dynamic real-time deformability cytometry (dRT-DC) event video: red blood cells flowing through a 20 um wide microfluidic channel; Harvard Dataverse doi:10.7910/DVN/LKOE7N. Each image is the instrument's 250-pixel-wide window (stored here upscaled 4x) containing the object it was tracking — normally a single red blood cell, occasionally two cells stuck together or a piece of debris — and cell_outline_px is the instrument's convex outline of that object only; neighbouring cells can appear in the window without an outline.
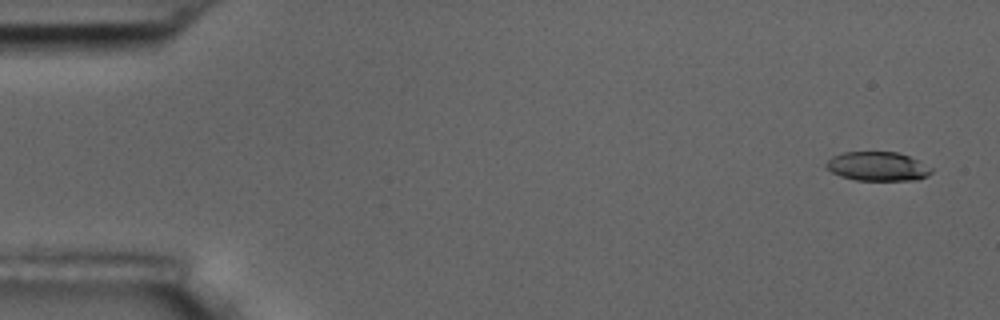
{"species": "common noctule bat (a hibernating species)", "species_latin": "Nyctalus noctula", "temperature_condition": "room temperature", "stored_images_in_passage": 6, "camera_frame_rate_fps": 3000, "um_per_image_px": 0.085, "animal": {"sex": "male", "body_mass_g": 17.5, "forearm_length_mm": 52.3}, "frame": {"image": 1, "passage_image": 1, "time_ms": 0.0, "image_size_px": [1000, 320], "cell_outline_px": [[932, 172], [928, 176], [916, 180], [856, 180], [840, 176], [832, 172], [824, 164], [832, 156], [844, 152], [896, 152], [908, 156], [932, 168]], "centroid_in_image_um": [74.58, 14.14], "position_along_channel_um": 10.4, "area_um2": 17.69}}
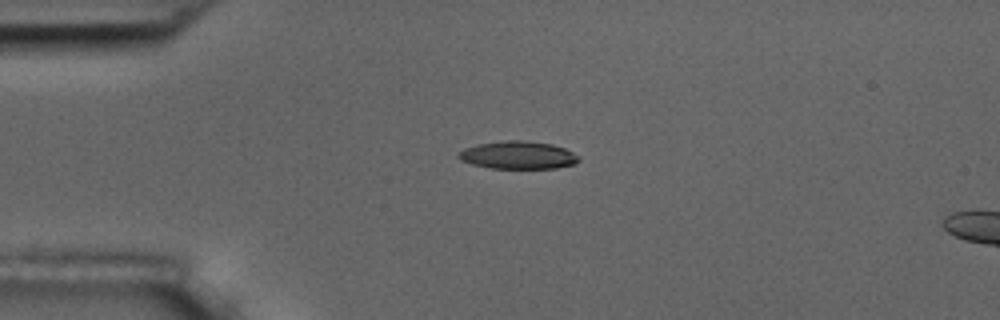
{"frame": {"image": 2, "passage_image": 4, "time_ms": 3.667, "image_size_px": [1000, 320], "cell_outline_px": [[580, 160], [576, 164], [556, 168], [492, 168], [472, 164], [460, 160], [456, 156], [464, 148], [476, 144], [504, 140], [524, 140], [552, 144], [564, 148], [580, 156]], "centroid_in_image_um": [44.04, 13.18], "position_along_channel_um": 41.0, "area_um2": 19.59}}